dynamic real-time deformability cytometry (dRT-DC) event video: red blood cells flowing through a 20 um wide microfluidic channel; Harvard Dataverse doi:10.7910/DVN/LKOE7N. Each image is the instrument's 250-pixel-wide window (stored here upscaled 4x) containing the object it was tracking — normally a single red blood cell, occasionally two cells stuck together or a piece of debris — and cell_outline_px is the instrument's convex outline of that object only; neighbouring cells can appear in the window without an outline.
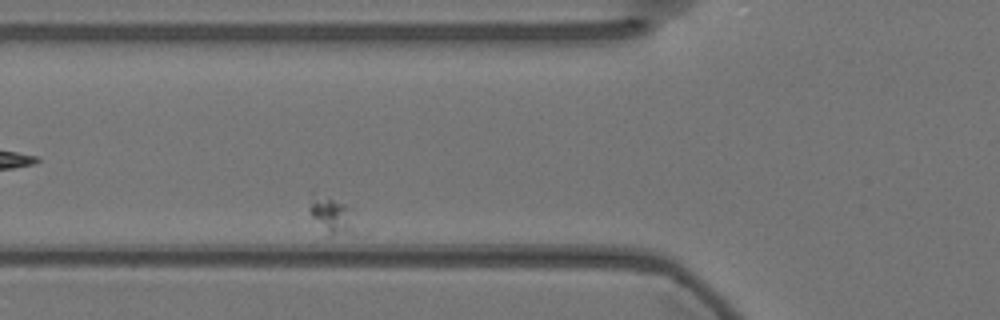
{"species": "Egyptian fruit bat (a non-hibernating species)", "species_latin": "Rousettus aegyptiacus", "temperature_condition": "warm", "stored_images_in_passage": 37, "segment_of_instrument_passage": [2, 2], "camera_frame_rate_fps": 3000, "um_per_image_px": 0.085, "animal": {"sex": "female"}, "frame": {"image": 1, "passage_image": 7, "time_ms": 2.0, "image_size_px": [1000, 320], "cell_outline_px": [[356, 236], [324, 236], [312, 216], [308, 208], [312, 188], [344, 204], [348, 208], [356, 232]], "centroid_in_image_um": [28.12, 18.32], "position_along_channel_um": 97.7, "area_um2": 10.58}}
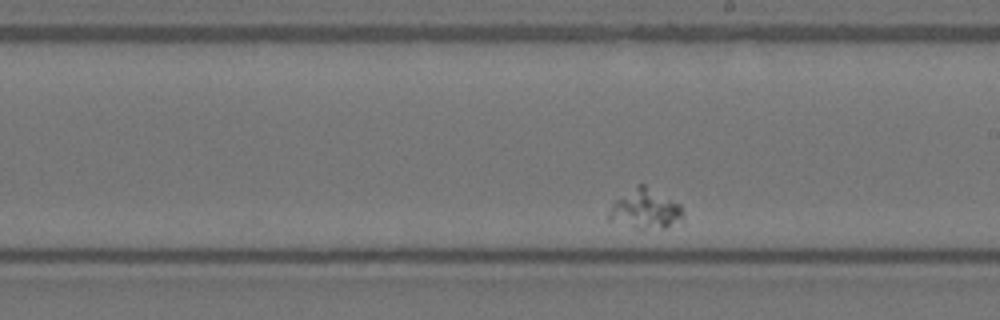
{"frame": {"image": 2, "passage_image": 22, "time_ms": 7.0, "image_size_px": [1000, 320], "cell_outline_px": [[684, 224], [664, 228], [636, 228], [608, 220], [608, 212], [612, 204], [616, 200], [636, 184], [644, 184], [680, 204], [684, 216]], "centroid_in_image_um": [54.9, 17.79], "position_along_channel_um": 234.1, "area_um2": 17.34}}
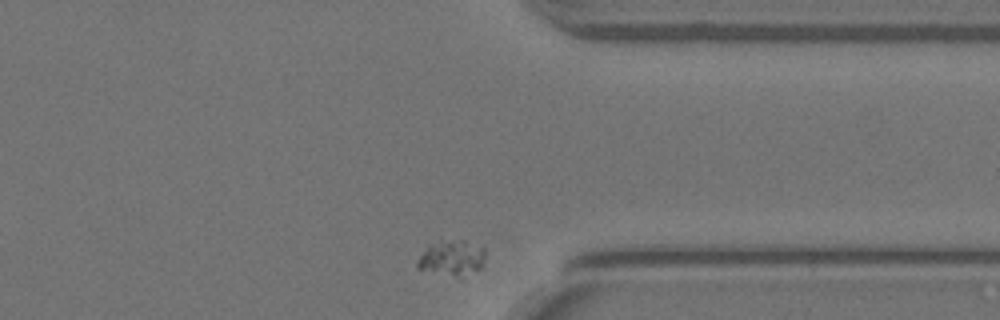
{"frame": {"image": 3, "passage_image": 37, "time_ms": 12.0, "image_size_px": [1000, 320], "cell_outline_px": [[484, 264], [480, 268], [464, 280], [456, 280], [416, 268], [416, 264], [420, 256], [428, 244], [440, 240], [464, 240], [484, 248]], "centroid_in_image_um": [38.4, 22.0], "position_along_channel_um": 373.0, "area_um2": 14.91}}